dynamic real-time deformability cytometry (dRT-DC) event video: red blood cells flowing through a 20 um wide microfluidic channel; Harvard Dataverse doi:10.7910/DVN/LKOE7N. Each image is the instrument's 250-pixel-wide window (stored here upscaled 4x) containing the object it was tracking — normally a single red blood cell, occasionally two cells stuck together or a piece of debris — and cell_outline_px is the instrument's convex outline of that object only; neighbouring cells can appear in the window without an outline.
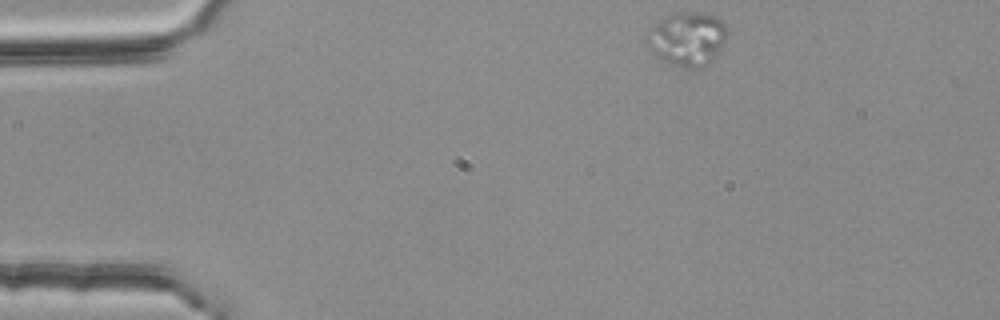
{"species": "common noctule bat (a hibernating species)", "species_latin": "Nyctalus noctula", "temperature_condition": "room temperature", "stored_images_in_passage": 48, "camera_frame_rate_fps": 3000, "um_per_image_px": 0.085, "animal": {"sex": "female", "body_mass_g": 25.1}, "frame": {"image": 1, "passage_image": 1, "time_ms": 0.0, "image_size_px": [1000, 320], "cell_outline_px": [[728, 36], [708, 64], [704, 68], [684, 68], [660, 60], [644, 44], [644, 36], [648, 28], [672, 12], [704, 12], [716, 16], [724, 20], [728, 24]], "centroid_in_image_um": [58.39, 3.28], "position_along_channel_um": 26.6, "area_um2": 26.01}}
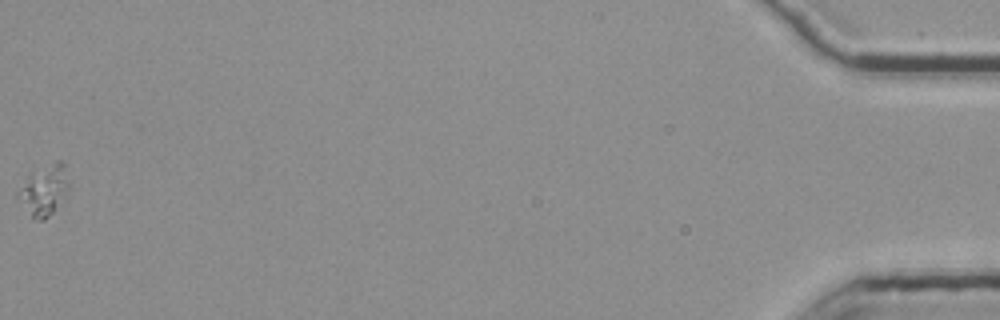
{"frame": {"image": 2, "passage_image": 48, "time_ms": 15.667, "image_size_px": [1000, 320], "cell_outline_px": [[68, 200], [44, 220], [36, 220], [32, 216], [16, 196], [20, 188], [32, 172], [56, 160], [64, 160], [68, 184]], "centroid_in_image_um": [3.83, 16.17], "position_along_channel_um": 431.4, "area_um2": 15.09}}